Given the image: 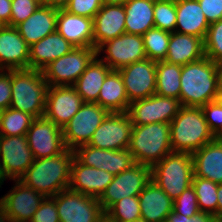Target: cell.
<instances>
[{
	"label": "cell",
	"mask_w": 222,
	"mask_h": 222,
	"mask_svg": "<svg viewBox=\"0 0 222 222\" xmlns=\"http://www.w3.org/2000/svg\"><path fill=\"white\" fill-rule=\"evenodd\" d=\"M11 0H0V23L10 26Z\"/></svg>",
	"instance_id": "obj_48"
},
{
	"label": "cell",
	"mask_w": 222,
	"mask_h": 222,
	"mask_svg": "<svg viewBox=\"0 0 222 222\" xmlns=\"http://www.w3.org/2000/svg\"><path fill=\"white\" fill-rule=\"evenodd\" d=\"M201 108L210 131L215 137L220 138L222 136V105L218 100H214Z\"/></svg>",
	"instance_id": "obj_42"
},
{
	"label": "cell",
	"mask_w": 222,
	"mask_h": 222,
	"mask_svg": "<svg viewBox=\"0 0 222 222\" xmlns=\"http://www.w3.org/2000/svg\"><path fill=\"white\" fill-rule=\"evenodd\" d=\"M97 56L93 47H73V49L52 61L42 73L48 86H73Z\"/></svg>",
	"instance_id": "obj_7"
},
{
	"label": "cell",
	"mask_w": 222,
	"mask_h": 222,
	"mask_svg": "<svg viewBox=\"0 0 222 222\" xmlns=\"http://www.w3.org/2000/svg\"><path fill=\"white\" fill-rule=\"evenodd\" d=\"M170 34V32L154 27L142 35L148 59L161 61L166 58Z\"/></svg>",
	"instance_id": "obj_37"
},
{
	"label": "cell",
	"mask_w": 222,
	"mask_h": 222,
	"mask_svg": "<svg viewBox=\"0 0 222 222\" xmlns=\"http://www.w3.org/2000/svg\"><path fill=\"white\" fill-rule=\"evenodd\" d=\"M114 175L100 168L82 164L74 157L71 165L69 189L75 192L99 198L107 186L113 181Z\"/></svg>",
	"instance_id": "obj_21"
},
{
	"label": "cell",
	"mask_w": 222,
	"mask_h": 222,
	"mask_svg": "<svg viewBox=\"0 0 222 222\" xmlns=\"http://www.w3.org/2000/svg\"><path fill=\"white\" fill-rule=\"evenodd\" d=\"M74 157V151L65 148L59 154L34 159L33 164L19 180L45 197H53L69 189Z\"/></svg>",
	"instance_id": "obj_1"
},
{
	"label": "cell",
	"mask_w": 222,
	"mask_h": 222,
	"mask_svg": "<svg viewBox=\"0 0 222 222\" xmlns=\"http://www.w3.org/2000/svg\"><path fill=\"white\" fill-rule=\"evenodd\" d=\"M2 197V207L13 222H29L37 211L45 196L26 186L20 180Z\"/></svg>",
	"instance_id": "obj_19"
},
{
	"label": "cell",
	"mask_w": 222,
	"mask_h": 222,
	"mask_svg": "<svg viewBox=\"0 0 222 222\" xmlns=\"http://www.w3.org/2000/svg\"><path fill=\"white\" fill-rule=\"evenodd\" d=\"M112 69L97 56L87 66L86 70L76 80L73 87L76 89L84 103H97L101 86L107 74Z\"/></svg>",
	"instance_id": "obj_30"
},
{
	"label": "cell",
	"mask_w": 222,
	"mask_h": 222,
	"mask_svg": "<svg viewBox=\"0 0 222 222\" xmlns=\"http://www.w3.org/2000/svg\"><path fill=\"white\" fill-rule=\"evenodd\" d=\"M218 102L222 105V92L218 93V97H217Z\"/></svg>",
	"instance_id": "obj_54"
},
{
	"label": "cell",
	"mask_w": 222,
	"mask_h": 222,
	"mask_svg": "<svg viewBox=\"0 0 222 222\" xmlns=\"http://www.w3.org/2000/svg\"><path fill=\"white\" fill-rule=\"evenodd\" d=\"M48 83L42 71L35 69L11 70L10 107L29 113L34 118L45 112Z\"/></svg>",
	"instance_id": "obj_4"
},
{
	"label": "cell",
	"mask_w": 222,
	"mask_h": 222,
	"mask_svg": "<svg viewBox=\"0 0 222 222\" xmlns=\"http://www.w3.org/2000/svg\"><path fill=\"white\" fill-rule=\"evenodd\" d=\"M29 222H60L55 200L45 197Z\"/></svg>",
	"instance_id": "obj_44"
},
{
	"label": "cell",
	"mask_w": 222,
	"mask_h": 222,
	"mask_svg": "<svg viewBox=\"0 0 222 222\" xmlns=\"http://www.w3.org/2000/svg\"><path fill=\"white\" fill-rule=\"evenodd\" d=\"M166 222H217V218L211 213L202 211L193 217H187L171 211V213L167 216Z\"/></svg>",
	"instance_id": "obj_47"
},
{
	"label": "cell",
	"mask_w": 222,
	"mask_h": 222,
	"mask_svg": "<svg viewBox=\"0 0 222 222\" xmlns=\"http://www.w3.org/2000/svg\"><path fill=\"white\" fill-rule=\"evenodd\" d=\"M217 195V219H222V184H218Z\"/></svg>",
	"instance_id": "obj_50"
},
{
	"label": "cell",
	"mask_w": 222,
	"mask_h": 222,
	"mask_svg": "<svg viewBox=\"0 0 222 222\" xmlns=\"http://www.w3.org/2000/svg\"><path fill=\"white\" fill-rule=\"evenodd\" d=\"M216 73L219 92H222V61L216 63Z\"/></svg>",
	"instance_id": "obj_51"
},
{
	"label": "cell",
	"mask_w": 222,
	"mask_h": 222,
	"mask_svg": "<svg viewBox=\"0 0 222 222\" xmlns=\"http://www.w3.org/2000/svg\"><path fill=\"white\" fill-rule=\"evenodd\" d=\"M34 156L26 135H0V176L19 180L33 164Z\"/></svg>",
	"instance_id": "obj_11"
},
{
	"label": "cell",
	"mask_w": 222,
	"mask_h": 222,
	"mask_svg": "<svg viewBox=\"0 0 222 222\" xmlns=\"http://www.w3.org/2000/svg\"><path fill=\"white\" fill-rule=\"evenodd\" d=\"M97 103L112 112H127L130 106L126 88L118 70H111L101 86Z\"/></svg>",
	"instance_id": "obj_31"
},
{
	"label": "cell",
	"mask_w": 222,
	"mask_h": 222,
	"mask_svg": "<svg viewBox=\"0 0 222 222\" xmlns=\"http://www.w3.org/2000/svg\"><path fill=\"white\" fill-rule=\"evenodd\" d=\"M73 47L57 31L50 33L29 47V69L42 71L52 61L69 53Z\"/></svg>",
	"instance_id": "obj_24"
},
{
	"label": "cell",
	"mask_w": 222,
	"mask_h": 222,
	"mask_svg": "<svg viewBox=\"0 0 222 222\" xmlns=\"http://www.w3.org/2000/svg\"><path fill=\"white\" fill-rule=\"evenodd\" d=\"M34 117L29 113L13 109L11 107L3 110L0 120V135L22 136L26 135Z\"/></svg>",
	"instance_id": "obj_34"
},
{
	"label": "cell",
	"mask_w": 222,
	"mask_h": 222,
	"mask_svg": "<svg viewBox=\"0 0 222 222\" xmlns=\"http://www.w3.org/2000/svg\"><path fill=\"white\" fill-rule=\"evenodd\" d=\"M109 113L98 103H84L62 128L66 148L74 151L77 147L88 144L94 131Z\"/></svg>",
	"instance_id": "obj_10"
},
{
	"label": "cell",
	"mask_w": 222,
	"mask_h": 222,
	"mask_svg": "<svg viewBox=\"0 0 222 222\" xmlns=\"http://www.w3.org/2000/svg\"><path fill=\"white\" fill-rule=\"evenodd\" d=\"M104 4H119L124 5L130 0H102Z\"/></svg>",
	"instance_id": "obj_53"
},
{
	"label": "cell",
	"mask_w": 222,
	"mask_h": 222,
	"mask_svg": "<svg viewBox=\"0 0 222 222\" xmlns=\"http://www.w3.org/2000/svg\"><path fill=\"white\" fill-rule=\"evenodd\" d=\"M29 45L16 27H0V70L29 68Z\"/></svg>",
	"instance_id": "obj_20"
},
{
	"label": "cell",
	"mask_w": 222,
	"mask_h": 222,
	"mask_svg": "<svg viewBox=\"0 0 222 222\" xmlns=\"http://www.w3.org/2000/svg\"><path fill=\"white\" fill-rule=\"evenodd\" d=\"M182 66L165 60L156 61L155 94L180 100Z\"/></svg>",
	"instance_id": "obj_33"
},
{
	"label": "cell",
	"mask_w": 222,
	"mask_h": 222,
	"mask_svg": "<svg viewBox=\"0 0 222 222\" xmlns=\"http://www.w3.org/2000/svg\"><path fill=\"white\" fill-rule=\"evenodd\" d=\"M173 211L187 217H193L200 212L197 196L192 185L173 201Z\"/></svg>",
	"instance_id": "obj_40"
},
{
	"label": "cell",
	"mask_w": 222,
	"mask_h": 222,
	"mask_svg": "<svg viewBox=\"0 0 222 222\" xmlns=\"http://www.w3.org/2000/svg\"><path fill=\"white\" fill-rule=\"evenodd\" d=\"M209 26L198 0H176L175 32L204 40Z\"/></svg>",
	"instance_id": "obj_28"
},
{
	"label": "cell",
	"mask_w": 222,
	"mask_h": 222,
	"mask_svg": "<svg viewBox=\"0 0 222 222\" xmlns=\"http://www.w3.org/2000/svg\"><path fill=\"white\" fill-rule=\"evenodd\" d=\"M56 31L74 47H93V19L58 10Z\"/></svg>",
	"instance_id": "obj_23"
},
{
	"label": "cell",
	"mask_w": 222,
	"mask_h": 222,
	"mask_svg": "<svg viewBox=\"0 0 222 222\" xmlns=\"http://www.w3.org/2000/svg\"><path fill=\"white\" fill-rule=\"evenodd\" d=\"M58 10L42 4L25 21L16 26L21 37L31 46L56 31Z\"/></svg>",
	"instance_id": "obj_27"
},
{
	"label": "cell",
	"mask_w": 222,
	"mask_h": 222,
	"mask_svg": "<svg viewBox=\"0 0 222 222\" xmlns=\"http://www.w3.org/2000/svg\"><path fill=\"white\" fill-rule=\"evenodd\" d=\"M105 47L107 55L100 60L105 62L112 70H119L131 63L147 59L143 36L141 35L124 33L110 39L96 49L97 57Z\"/></svg>",
	"instance_id": "obj_14"
},
{
	"label": "cell",
	"mask_w": 222,
	"mask_h": 222,
	"mask_svg": "<svg viewBox=\"0 0 222 222\" xmlns=\"http://www.w3.org/2000/svg\"><path fill=\"white\" fill-rule=\"evenodd\" d=\"M172 151L193 154L216 137L210 131L201 107L182 106L170 122Z\"/></svg>",
	"instance_id": "obj_3"
},
{
	"label": "cell",
	"mask_w": 222,
	"mask_h": 222,
	"mask_svg": "<svg viewBox=\"0 0 222 222\" xmlns=\"http://www.w3.org/2000/svg\"><path fill=\"white\" fill-rule=\"evenodd\" d=\"M74 154L82 164L100 168L113 175H118L136 164L128 148L107 150L85 144L77 147L74 150Z\"/></svg>",
	"instance_id": "obj_18"
},
{
	"label": "cell",
	"mask_w": 222,
	"mask_h": 222,
	"mask_svg": "<svg viewBox=\"0 0 222 222\" xmlns=\"http://www.w3.org/2000/svg\"><path fill=\"white\" fill-rule=\"evenodd\" d=\"M129 102L148 98L156 91V61L145 59L120 68Z\"/></svg>",
	"instance_id": "obj_16"
},
{
	"label": "cell",
	"mask_w": 222,
	"mask_h": 222,
	"mask_svg": "<svg viewBox=\"0 0 222 222\" xmlns=\"http://www.w3.org/2000/svg\"><path fill=\"white\" fill-rule=\"evenodd\" d=\"M0 222H13L3 207H0Z\"/></svg>",
	"instance_id": "obj_52"
},
{
	"label": "cell",
	"mask_w": 222,
	"mask_h": 222,
	"mask_svg": "<svg viewBox=\"0 0 222 222\" xmlns=\"http://www.w3.org/2000/svg\"><path fill=\"white\" fill-rule=\"evenodd\" d=\"M3 182H4V179L0 176V187ZM0 207H2V199H0Z\"/></svg>",
	"instance_id": "obj_55"
},
{
	"label": "cell",
	"mask_w": 222,
	"mask_h": 222,
	"mask_svg": "<svg viewBox=\"0 0 222 222\" xmlns=\"http://www.w3.org/2000/svg\"><path fill=\"white\" fill-rule=\"evenodd\" d=\"M209 24L222 19V0H198Z\"/></svg>",
	"instance_id": "obj_45"
},
{
	"label": "cell",
	"mask_w": 222,
	"mask_h": 222,
	"mask_svg": "<svg viewBox=\"0 0 222 222\" xmlns=\"http://www.w3.org/2000/svg\"><path fill=\"white\" fill-rule=\"evenodd\" d=\"M125 18L124 5L103 4L93 19V48L126 33Z\"/></svg>",
	"instance_id": "obj_22"
},
{
	"label": "cell",
	"mask_w": 222,
	"mask_h": 222,
	"mask_svg": "<svg viewBox=\"0 0 222 222\" xmlns=\"http://www.w3.org/2000/svg\"><path fill=\"white\" fill-rule=\"evenodd\" d=\"M132 222H146V221L144 219L140 218V219L134 220Z\"/></svg>",
	"instance_id": "obj_56"
},
{
	"label": "cell",
	"mask_w": 222,
	"mask_h": 222,
	"mask_svg": "<svg viewBox=\"0 0 222 222\" xmlns=\"http://www.w3.org/2000/svg\"><path fill=\"white\" fill-rule=\"evenodd\" d=\"M154 5L155 0H130L124 4L126 33L142 36L154 28Z\"/></svg>",
	"instance_id": "obj_32"
},
{
	"label": "cell",
	"mask_w": 222,
	"mask_h": 222,
	"mask_svg": "<svg viewBox=\"0 0 222 222\" xmlns=\"http://www.w3.org/2000/svg\"><path fill=\"white\" fill-rule=\"evenodd\" d=\"M83 104L73 86H48L43 116L63 128Z\"/></svg>",
	"instance_id": "obj_17"
},
{
	"label": "cell",
	"mask_w": 222,
	"mask_h": 222,
	"mask_svg": "<svg viewBox=\"0 0 222 222\" xmlns=\"http://www.w3.org/2000/svg\"><path fill=\"white\" fill-rule=\"evenodd\" d=\"M103 4L102 0H70L65 10L75 15L94 19Z\"/></svg>",
	"instance_id": "obj_43"
},
{
	"label": "cell",
	"mask_w": 222,
	"mask_h": 222,
	"mask_svg": "<svg viewBox=\"0 0 222 222\" xmlns=\"http://www.w3.org/2000/svg\"><path fill=\"white\" fill-rule=\"evenodd\" d=\"M26 137L34 159L59 154L66 148L62 128L44 116L33 119Z\"/></svg>",
	"instance_id": "obj_15"
},
{
	"label": "cell",
	"mask_w": 222,
	"mask_h": 222,
	"mask_svg": "<svg viewBox=\"0 0 222 222\" xmlns=\"http://www.w3.org/2000/svg\"><path fill=\"white\" fill-rule=\"evenodd\" d=\"M128 150L136 163L152 167L172 152L170 124L133 125Z\"/></svg>",
	"instance_id": "obj_5"
},
{
	"label": "cell",
	"mask_w": 222,
	"mask_h": 222,
	"mask_svg": "<svg viewBox=\"0 0 222 222\" xmlns=\"http://www.w3.org/2000/svg\"><path fill=\"white\" fill-rule=\"evenodd\" d=\"M3 109L0 108V120L2 118Z\"/></svg>",
	"instance_id": "obj_57"
},
{
	"label": "cell",
	"mask_w": 222,
	"mask_h": 222,
	"mask_svg": "<svg viewBox=\"0 0 222 222\" xmlns=\"http://www.w3.org/2000/svg\"><path fill=\"white\" fill-rule=\"evenodd\" d=\"M69 2L70 0H42V4L57 10L65 9Z\"/></svg>",
	"instance_id": "obj_49"
},
{
	"label": "cell",
	"mask_w": 222,
	"mask_h": 222,
	"mask_svg": "<svg viewBox=\"0 0 222 222\" xmlns=\"http://www.w3.org/2000/svg\"><path fill=\"white\" fill-rule=\"evenodd\" d=\"M150 181L151 167L136 163L130 169L114 175L113 181L107 186L98 201L106 212L121 199L138 196Z\"/></svg>",
	"instance_id": "obj_9"
},
{
	"label": "cell",
	"mask_w": 222,
	"mask_h": 222,
	"mask_svg": "<svg viewBox=\"0 0 222 222\" xmlns=\"http://www.w3.org/2000/svg\"><path fill=\"white\" fill-rule=\"evenodd\" d=\"M194 165L192 154L170 152L151 167V180L173 201L192 185Z\"/></svg>",
	"instance_id": "obj_6"
},
{
	"label": "cell",
	"mask_w": 222,
	"mask_h": 222,
	"mask_svg": "<svg viewBox=\"0 0 222 222\" xmlns=\"http://www.w3.org/2000/svg\"><path fill=\"white\" fill-rule=\"evenodd\" d=\"M133 123L127 112L109 113L94 131L88 145L107 150L129 147Z\"/></svg>",
	"instance_id": "obj_12"
},
{
	"label": "cell",
	"mask_w": 222,
	"mask_h": 222,
	"mask_svg": "<svg viewBox=\"0 0 222 222\" xmlns=\"http://www.w3.org/2000/svg\"><path fill=\"white\" fill-rule=\"evenodd\" d=\"M204 56V40L202 38L175 31L170 34L165 61L183 66L200 60Z\"/></svg>",
	"instance_id": "obj_29"
},
{
	"label": "cell",
	"mask_w": 222,
	"mask_h": 222,
	"mask_svg": "<svg viewBox=\"0 0 222 222\" xmlns=\"http://www.w3.org/2000/svg\"><path fill=\"white\" fill-rule=\"evenodd\" d=\"M194 177L222 184V139L216 137L192 154Z\"/></svg>",
	"instance_id": "obj_25"
},
{
	"label": "cell",
	"mask_w": 222,
	"mask_h": 222,
	"mask_svg": "<svg viewBox=\"0 0 222 222\" xmlns=\"http://www.w3.org/2000/svg\"><path fill=\"white\" fill-rule=\"evenodd\" d=\"M141 218L146 222H166L173 200L151 180L138 195Z\"/></svg>",
	"instance_id": "obj_26"
},
{
	"label": "cell",
	"mask_w": 222,
	"mask_h": 222,
	"mask_svg": "<svg viewBox=\"0 0 222 222\" xmlns=\"http://www.w3.org/2000/svg\"><path fill=\"white\" fill-rule=\"evenodd\" d=\"M204 52L213 62L222 61V19L211 23L208 27L204 38Z\"/></svg>",
	"instance_id": "obj_39"
},
{
	"label": "cell",
	"mask_w": 222,
	"mask_h": 222,
	"mask_svg": "<svg viewBox=\"0 0 222 222\" xmlns=\"http://www.w3.org/2000/svg\"><path fill=\"white\" fill-rule=\"evenodd\" d=\"M41 5L42 0H11L10 26L16 27L25 21Z\"/></svg>",
	"instance_id": "obj_41"
},
{
	"label": "cell",
	"mask_w": 222,
	"mask_h": 222,
	"mask_svg": "<svg viewBox=\"0 0 222 222\" xmlns=\"http://www.w3.org/2000/svg\"><path fill=\"white\" fill-rule=\"evenodd\" d=\"M154 27L173 33L176 27V0H155Z\"/></svg>",
	"instance_id": "obj_38"
},
{
	"label": "cell",
	"mask_w": 222,
	"mask_h": 222,
	"mask_svg": "<svg viewBox=\"0 0 222 222\" xmlns=\"http://www.w3.org/2000/svg\"><path fill=\"white\" fill-rule=\"evenodd\" d=\"M192 186L200 211L211 213L217 218L218 184L208 179L193 177Z\"/></svg>",
	"instance_id": "obj_35"
},
{
	"label": "cell",
	"mask_w": 222,
	"mask_h": 222,
	"mask_svg": "<svg viewBox=\"0 0 222 222\" xmlns=\"http://www.w3.org/2000/svg\"><path fill=\"white\" fill-rule=\"evenodd\" d=\"M0 108L5 110L11 102V70H0ZM3 71V72H2Z\"/></svg>",
	"instance_id": "obj_46"
},
{
	"label": "cell",
	"mask_w": 222,
	"mask_h": 222,
	"mask_svg": "<svg viewBox=\"0 0 222 222\" xmlns=\"http://www.w3.org/2000/svg\"><path fill=\"white\" fill-rule=\"evenodd\" d=\"M180 103L185 107H202L217 100L219 89L216 63L204 56L182 66Z\"/></svg>",
	"instance_id": "obj_2"
},
{
	"label": "cell",
	"mask_w": 222,
	"mask_h": 222,
	"mask_svg": "<svg viewBox=\"0 0 222 222\" xmlns=\"http://www.w3.org/2000/svg\"><path fill=\"white\" fill-rule=\"evenodd\" d=\"M60 222H105V212L98 198L70 189L52 197Z\"/></svg>",
	"instance_id": "obj_8"
},
{
	"label": "cell",
	"mask_w": 222,
	"mask_h": 222,
	"mask_svg": "<svg viewBox=\"0 0 222 222\" xmlns=\"http://www.w3.org/2000/svg\"><path fill=\"white\" fill-rule=\"evenodd\" d=\"M140 218L138 196L121 199L105 212V222H132Z\"/></svg>",
	"instance_id": "obj_36"
},
{
	"label": "cell",
	"mask_w": 222,
	"mask_h": 222,
	"mask_svg": "<svg viewBox=\"0 0 222 222\" xmlns=\"http://www.w3.org/2000/svg\"><path fill=\"white\" fill-rule=\"evenodd\" d=\"M181 107L179 99L154 94L148 98L131 102L127 113L133 125L158 122L170 124Z\"/></svg>",
	"instance_id": "obj_13"
}]
</instances>
